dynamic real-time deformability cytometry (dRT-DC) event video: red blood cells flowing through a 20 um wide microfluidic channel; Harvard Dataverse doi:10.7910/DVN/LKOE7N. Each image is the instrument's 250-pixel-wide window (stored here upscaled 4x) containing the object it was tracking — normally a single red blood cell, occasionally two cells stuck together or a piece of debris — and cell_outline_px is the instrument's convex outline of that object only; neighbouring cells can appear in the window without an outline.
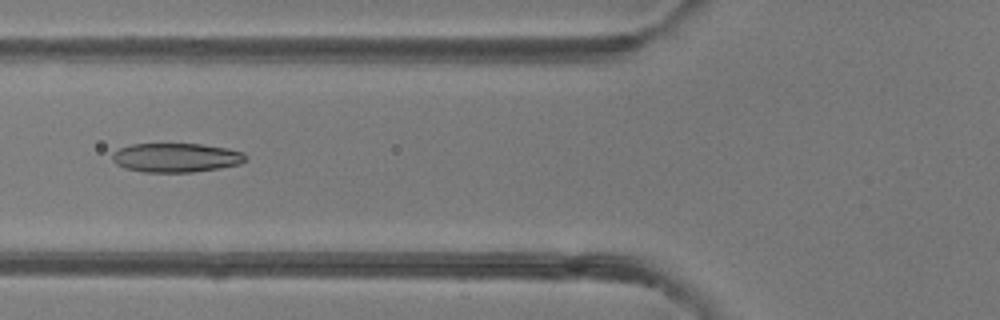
{"species": "common noctule bat (a hibernating species)", "species_latin": "Nyctalus noctula", "temperature_condition": "room temperature", "stored_images_in_passage": 46, "camera_frame_rate_fps": 3000, "um_per_image_px": 0.085, "animal": {"sex": "female"}, "frame": {"image": 1, "passage_image": 16, "time_ms": 5.0, "image_size_px": [1000, 320], "cell_outline_px": [[248, 160], [240, 164], [220, 168], [192, 172], [144, 172], [124, 168], [116, 164], [112, 160], [112, 152], [120, 148], [132, 144], [204, 144], [228, 148], [244, 152], [248, 156]], "centroid_in_image_um": [15.0, 13.4], "position_along_channel_um": 110.8, "area_um2": 22.89}}
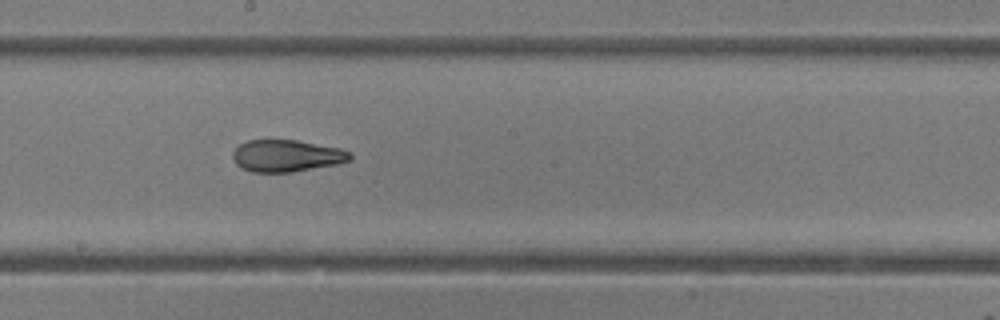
{"frame": {"image": 2, "passage_image": 24, "time_ms": 7.667, "image_size_px": [1000, 320], "cell_outline_px": [[352, 160], [336, 164], [292, 172], [252, 172], [240, 168], [236, 164], [232, 156], [232, 152], [240, 144], [248, 140], [296, 140], [340, 148], [352, 152]], "centroid_in_image_um": [24.36, 13.24], "position_along_channel_um": 223.8, "area_um2": 21.91}}
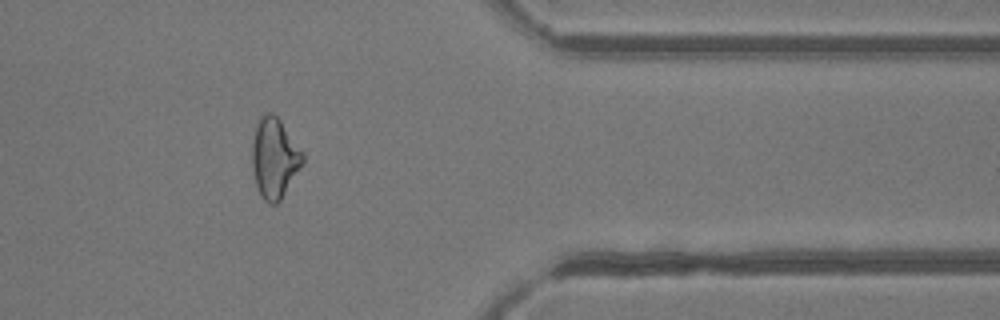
{"frame": {"image": 3, "passage_image": 37, "time_ms": 12.0, "image_size_px": [1000, 320], "cell_outline_px": [[304, 164], [280, 200], [276, 204], [268, 204], [260, 196], [256, 184], [252, 168], [252, 140], [256, 124], [260, 116], [264, 112], [272, 112], [280, 120], [304, 152]], "centroid_in_image_um": [23.33, 13.43], "position_along_channel_um": 388.1, "area_um2": 23.99}, "authors_computed_cell_mechanics": {"area_um2": 23.7847, "velocity_mm_per_s": 4.216, "shape_relaxation_time_tau1_ms": 7.607, "shape_relaxation_time_tau2_ms": 2.0039, "deformation_change_tau1": 0.2058, "deformation_change_tau2": 0.0927}}